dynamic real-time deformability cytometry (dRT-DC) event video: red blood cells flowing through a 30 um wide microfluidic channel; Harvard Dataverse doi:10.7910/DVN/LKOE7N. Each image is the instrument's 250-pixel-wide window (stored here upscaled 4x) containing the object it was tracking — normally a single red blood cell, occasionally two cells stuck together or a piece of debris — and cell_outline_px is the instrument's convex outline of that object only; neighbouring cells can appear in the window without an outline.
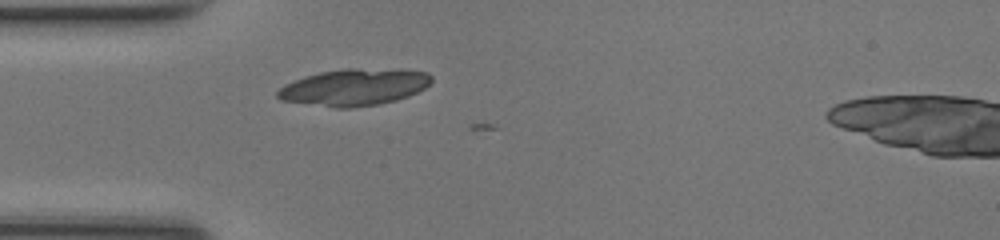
{"species": "common noctule bat (a hibernating species)", "species_latin": "Nyctalus noctula", "temperature_condition": "room temperature", "stored_images_in_passage": 11, "camera_frame_rate_fps": 3000, "um_per_image_px": 0.085, "animal": {"sex": "female", "body_mass_g": 17.0, "forearm_length_mm": 48.0}, "frame": {"image": 1, "passage_image": 10, "time_ms": 3.0, "image_size_px": [1000, 240], "cell_outline_px": [[432, 80], [424, 88], [408, 96], [396, 100], [380, 104], [352, 108], [332, 108], [280, 100], [276, 96], [276, 92], [284, 84], [304, 76], [320, 72], [348, 68], [356, 68], [428, 72], [432, 76]], "centroid_in_image_um": [30.04, 7.43], "position_along_channel_um": 55.0, "area_um2": 32.89}}